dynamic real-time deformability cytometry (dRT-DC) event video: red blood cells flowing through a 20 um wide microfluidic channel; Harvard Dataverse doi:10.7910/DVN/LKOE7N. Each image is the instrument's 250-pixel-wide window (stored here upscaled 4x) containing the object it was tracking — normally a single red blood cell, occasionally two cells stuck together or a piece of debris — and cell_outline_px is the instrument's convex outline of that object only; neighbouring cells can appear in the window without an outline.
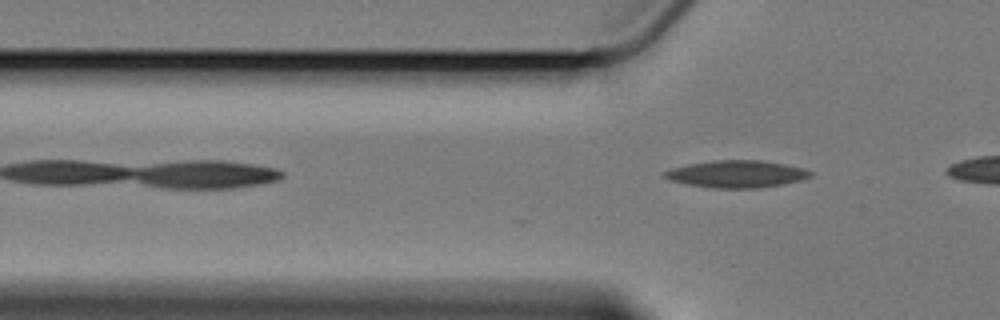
{"species": "Egyptian fruit bat (a non-hibernating species)", "species_latin": "Rousettus aegyptiacus", "temperature_condition": "cold", "stored_images_in_passage": 2, "camera_frame_rate_fps": 3000, "um_per_image_px": 0.085, "animal": {"sex": "female"}, "frame": {"image": 1, "passage_image": 2, "time_ms": 0.333, "image_size_px": [1000, 320], "cell_outline_px": [[812, 176], [800, 180], [780, 184], [756, 188], [716, 188], [688, 184], [672, 180], [664, 176], [664, 172], [672, 168], [688, 164], [716, 160], [764, 160], [784, 164], [800, 168], [812, 172]], "centroid_in_image_um": [62.62, 14.78], "position_along_channel_um": 63.2, "area_um2": 22.66}}